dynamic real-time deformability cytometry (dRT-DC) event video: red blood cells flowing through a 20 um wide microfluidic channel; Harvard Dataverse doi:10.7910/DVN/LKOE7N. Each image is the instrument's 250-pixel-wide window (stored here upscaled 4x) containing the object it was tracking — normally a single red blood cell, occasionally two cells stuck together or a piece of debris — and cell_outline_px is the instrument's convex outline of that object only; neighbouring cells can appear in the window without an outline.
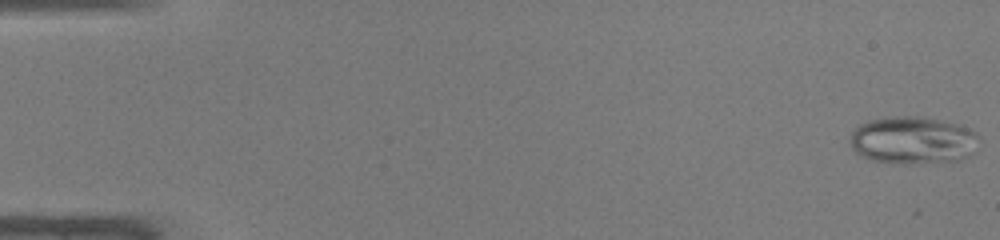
{"species": "common noctule bat (a hibernating species)", "species_latin": "Nyctalus noctula", "temperature_condition": "warm", "stored_images_in_passage": 47, "camera_frame_rate_fps": 3000, "um_per_image_px": 0.085, "animal": {"sex": "male", "body_mass_g": 19.0, "forearm_length_mm": 50.8}, "frame": {"image": 1, "passage_image": 1, "time_ms": 0.0, "image_size_px": [1000, 240], "cell_outline_px": [[980, 136], [976, 152], [960, 160], [904, 164], [872, 160], [860, 156], [852, 148], [852, 132], [860, 124], [868, 120], [892, 116], [916, 116], [960, 124], [976, 132]], "centroid_in_image_um": [77.64, 11.92], "position_along_channel_um": 7.4, "area_um2": 35.84}}
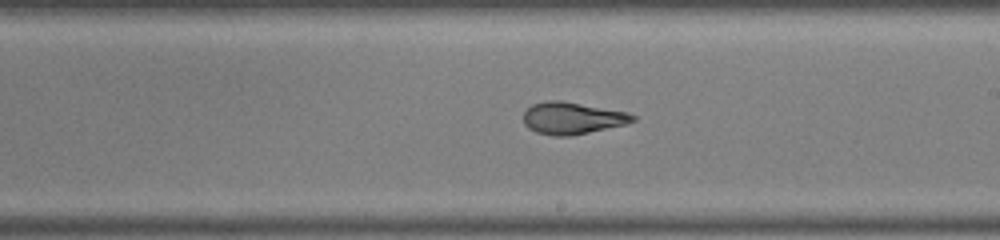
{"frame": {"image": 2, "passage_image": 28, "time_ms": 9.0, "image_size_px": [1000, 240], "cell_outline_px": [[636, 120], [628, 124], [572, 136], [552, 136], [536, 132], [528, 128], [524, 124], [524, 112], [532, 104], [548, 100], [560, 100], [628, 112], [636, 116]], "centroid_in_image_um": [48.66, 10.05], "position_along_channel_um": 240.3, "area_um2": 20.58}}
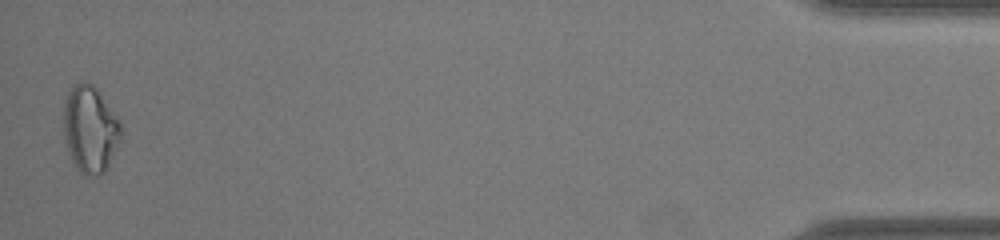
{"frame": {"image": 3, "passage_image": 47, "time_ms": 15.333, "image_size_px": [1000, 240], "cell_outline_px": [[120, 140], [104, 172], [96, 176], [84, 176], [76, 168], [72, 160], [68, 148], [64, 132], [64, 100], [68, 92], [76, 84], [92, 84], [96, 88], [120, 124]], "centroid_in_image_um": [7.63, 11.03], "position_along_channel_um": 427.6, "area_um2": 28.09}, "authors_computed_cell_mechanics": {"area_um2": 23.5824, "velocity_mm_per_s": 4.2959, "shape_relaxation_time_tau1_ms": null, "shape_relaxation_time_tau2_ms": 0.9954, "deformation_change_tau1": null, "deformation_change_tau2": 0.0452}}